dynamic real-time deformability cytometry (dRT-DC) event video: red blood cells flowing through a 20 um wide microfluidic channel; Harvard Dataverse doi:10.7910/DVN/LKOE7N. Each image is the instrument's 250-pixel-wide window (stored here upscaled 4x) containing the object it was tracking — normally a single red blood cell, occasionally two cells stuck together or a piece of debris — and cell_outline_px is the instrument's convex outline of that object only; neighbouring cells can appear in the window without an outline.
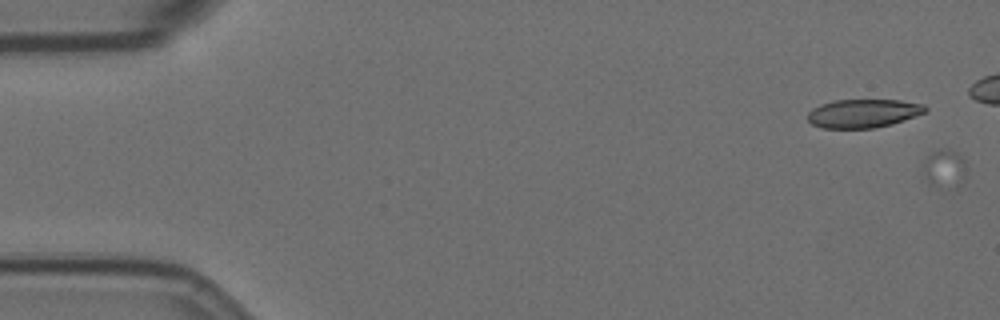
{"species": "Egyptian fruit bat (a non-hibernating species)", "species_latin": "Rousettus aegyptiacus", "temperature_condition": "room temperature", "stored_images_in_passage": 17, "segment_of_instrument_passage": [1, 2], "camera_frame_rate_fps": 3000, "um_per_image_px": 0.085, "animal": {"sex": "female"}, "frame": {"image": 1, "passage_image": 1, "time_ms": 0.0, "image_size_px": [1000, 320], "cell_outline_px": [[968, 168], [964, 180], [956, 188], [944, 192], [928, 184], [924, 176], [924, 164], [928, 156], [936, 148], [940, 148], [956, 152], [964, 160]], "centroid_in_image_um": [80.31, 14.42], "position_along_channel_um": 4.7, "area_um2": 10.29}}